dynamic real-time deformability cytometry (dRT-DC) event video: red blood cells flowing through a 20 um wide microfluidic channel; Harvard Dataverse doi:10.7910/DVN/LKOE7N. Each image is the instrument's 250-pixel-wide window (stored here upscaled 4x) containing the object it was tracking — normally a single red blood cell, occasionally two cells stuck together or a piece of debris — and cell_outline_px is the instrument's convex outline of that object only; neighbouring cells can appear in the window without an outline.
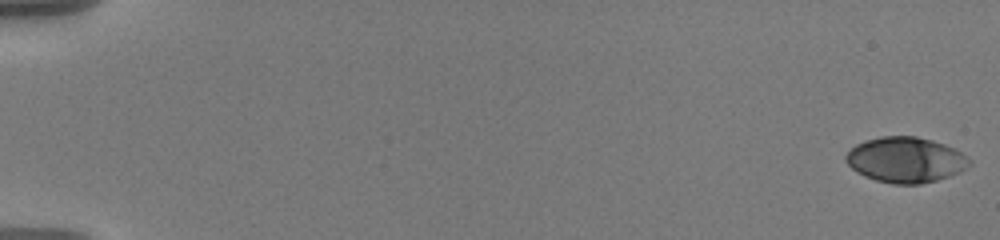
{"species": "human", "species_latin": "Homo sapiens", "temperature_condition": "warm", "stored_images_in_passage": 58, "camera_frame_rate_fps": 3000, "um_per_image_px": 0.085, "donor": {"sex": "male"}, "frame": {"image": 1, "passage_image": 1, "time_ms": 0.0, "image_size_px": [1000, 240], "cell_outline_px": [[972, 164], [960, 172], [936, 180], [920, 184], [892, 184], [876, 180], [864, 176], [856, 172], [844, 160], [844, 156], [856, 144], [864, 140], [880, 136], [916, 136], [932, 140], [956, 148], [972, 160]], "centroid_in_image_um": [76.98, 13.58], "position_along_channel_um": 8.0, "area_um2": 33.0}}
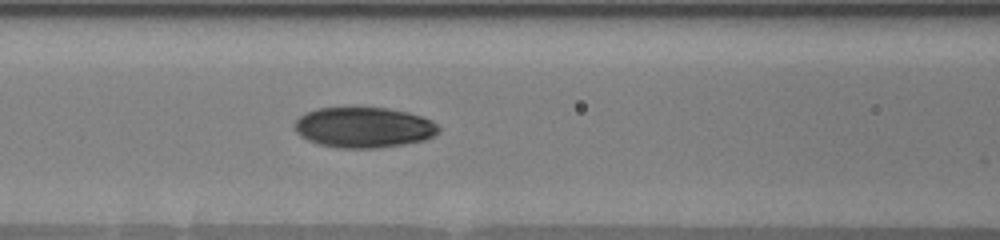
{"frame": {"image": 2, "passage_image": 27, "time_ms": 8.667, "image_size_px": [1000, 240], "cell_outline_px": [[440, 132], [436, 136], [424, 140], [404, 144], [380, 148], [336, 148], [320, 144], [308, 140], [300, 136], [296, 132], [292, 124], [300, 116], [316, 108], [388, 108], [408, 112], [432, 120], [440, 128]], "centroid_in_image_um": [30.93, 10.84], "position_along_channel_um": 135.7, "area_um2": 34.22}}
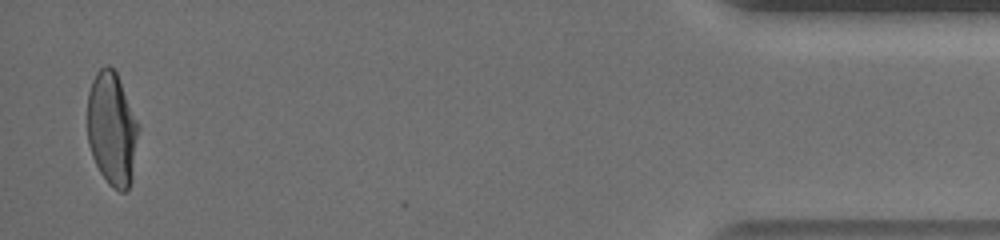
{"frame": {"image": 3, "passage_image": 57, "time_ms": 18.667, "image_size_px": [1000, 240], "cell_outline_px": [[140, 128], [132, 176], [128, 188], [124, 192], [120, 192], [112, 188], [108, 184], [100, 172], [92, 156], [88, 144], [88, 92], [92, 80], [96, 72], [104, 64], [108, 64], [116, 72], [140, 124]], "centroid_in_image_um": [9.53, 10.95], "position_along_channel_um": 425.7, "area_um2": 34.16}, "authors_computed_cell_mechanics": {"area_um2": 33.2928, "velocity_mm_per_s": 3.5905, "shape_relaxation_time_tau1_ms": 6.7436, "shape_relaxation_time_tau2_ms": 1.292, "deformation_change_tau1": 0.2035, "deformation_change_tau2": 0.0499}}